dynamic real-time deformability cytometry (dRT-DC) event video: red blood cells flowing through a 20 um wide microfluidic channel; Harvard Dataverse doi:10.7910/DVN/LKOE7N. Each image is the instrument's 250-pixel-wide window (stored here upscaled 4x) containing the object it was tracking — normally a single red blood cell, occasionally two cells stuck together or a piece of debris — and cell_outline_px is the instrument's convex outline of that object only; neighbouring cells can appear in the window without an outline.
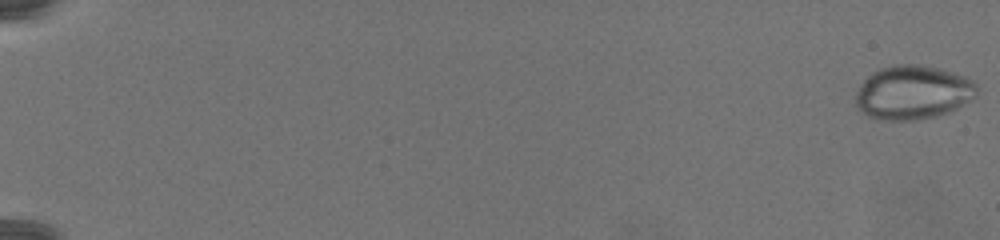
{"species": "common noctule bat (a hibernating species)", "species_latin": "Nyctalus noctula", "temperature_condition": "warm", "stored_images_in_passage": 79, "camera_frame_rate_fps": 3000, "um_per_image_px": 0.085, "animal": {"sex": "female", "body_mass_g": 19.5, "forearm_length_mm": 54.1}, "frame": {"image": 1, "passage_image": 1, "time_ms": 0.0, "image_size_px": [1000, 240], "cell_outline_px": [[976, 96], [956, 108], [948, 112], [936, 116], [916, 120], [876, 120], [868, 116], [856, 108], [856, 92], [860, 84], [872, 72], [880, 68], [892, 64], [920, 64], [940, 68], [964, 76], [972, 80], [976, 84]], "centroid_in_image_um": [77.56, 7.85], "position_along_channel_um": 7.4, "area_um2": 38.32}}
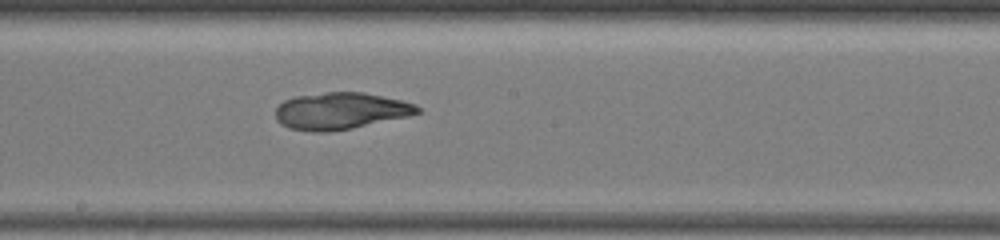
{"frame": {"image": 2, "passage_image": 48, "time_ms": 15.667, "image_size_px": [1000, 240], "cell_outline_px": [[420, 112], [408, 116], [352, 128], [328, 132], [312, 132], [288, 128], [280, 124], [276, 120], [276, 108], [284, 100], [296, 96], [324, 92], [364, 92], [400, 100], [416, 104], [420, 108]], "centroid_in_image_um": [28.92, 9.43], "position_along_channel_um": 219.3, "area_um2": 30.46}}
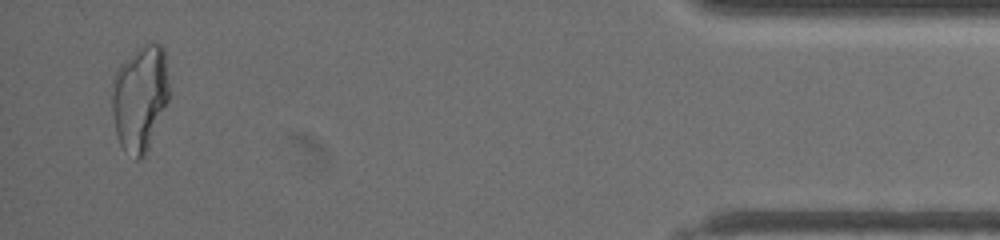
{"frame": {"image": 3, "passage_image": 77, "time_ms": 25.333, "image_size_px": [1000, 240], "cell_outline_px": [[168, 100], [148, 148], [144, 156], [140, 160], [136, 160], [120, 144], [116, 132], [112, 112], [112, 80], [120, 64], [148, 44], [160, 44], [164, 48], [168, 84]], "centroid_in_image_um": [11.88, 8.36], "position_along_channel_um": 423.3, "area_um2": 34.45}}